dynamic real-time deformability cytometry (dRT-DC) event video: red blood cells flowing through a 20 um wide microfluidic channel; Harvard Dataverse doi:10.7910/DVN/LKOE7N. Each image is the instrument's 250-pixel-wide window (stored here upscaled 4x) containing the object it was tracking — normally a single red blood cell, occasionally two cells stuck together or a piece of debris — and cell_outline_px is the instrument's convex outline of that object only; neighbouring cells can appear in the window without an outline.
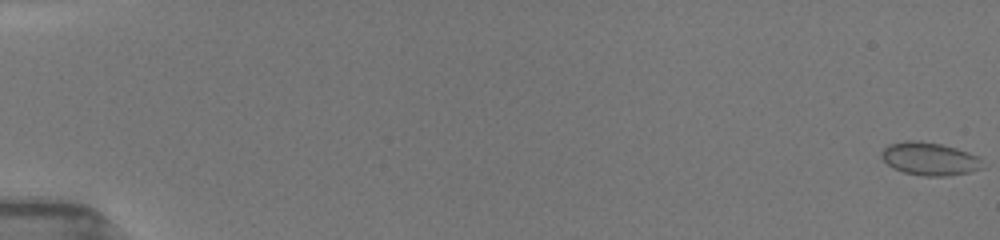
{"species": "common noctule bat (a hibernating species)", "species_latin": "Nyctalus noctula", "temperature_condition": "room temperature", "stored_images_in_passage": 16, "camera_frame_rate_fps": 3000, "um_per_image_px": 0.085, "animal": {"sex": "female", "body_mass_g": 19.5, "forearm_length_mm": 54.1}, "frame": {"image": 1, "passage_image": 1, "time_ms": 0.0, "image_size_px": [1000, 240], "cell_outline_px": [[984, 168], [968, 172], [948, 176], [924, 176], [904, 172], [892, 168], [880, 156], [880, 152], [888, 144], [904, 140], [920, 140], [940, 144], [956, 148], [980, 156]], "centroid_in_image_um": [79.01, 13.49], "position_along_channel_um": 6.0, "area_um2": 19.65}}